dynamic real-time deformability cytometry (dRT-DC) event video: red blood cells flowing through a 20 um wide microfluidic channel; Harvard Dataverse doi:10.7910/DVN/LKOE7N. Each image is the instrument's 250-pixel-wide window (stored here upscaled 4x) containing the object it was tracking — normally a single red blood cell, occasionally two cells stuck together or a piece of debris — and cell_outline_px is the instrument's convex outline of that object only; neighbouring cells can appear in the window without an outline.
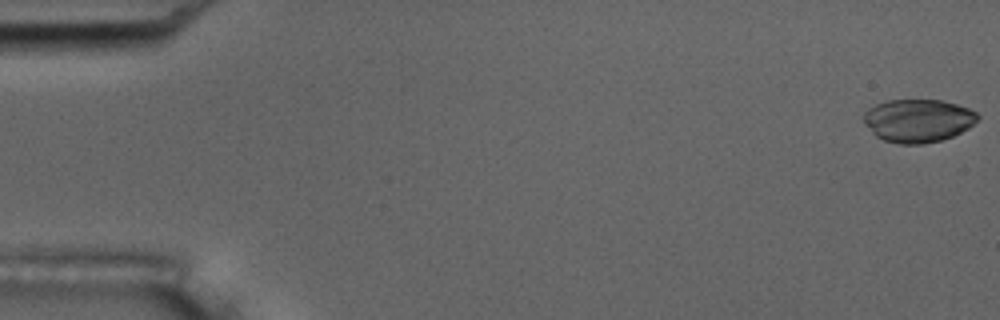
{"species": "common noctule bat (a hibernating species)", "species_latin": "Nyctalus noctula", "temperature_condition": "room temperature", "stored_images_in_passage": 7, "camera_frame_rate_fps": 3000, "um_per_image_px": 0.085, "animal": {"sex": "male", "body_mass_g": 17.5, "forearm_length_mm": 52.3}, "frame": {"image": 1, "passage_image": 1, "time_ms": 0.0, "image_size_px": [1000, 320], "cell_outline_px": [[980, 116], [968, 128], [952, 136], [940, 140], [924, 144], [900, 144], [884, 140], [876, 136], [864, 124], [864, 112], [868, 108], [876, 104], [888, 100], [940, 100], [956, 104], [968, 108], [976, 112]], "centroid_in_image_um": [78.01, 10.25], "position_along_channel_um": 7.0, "area_um2": 28.5}}
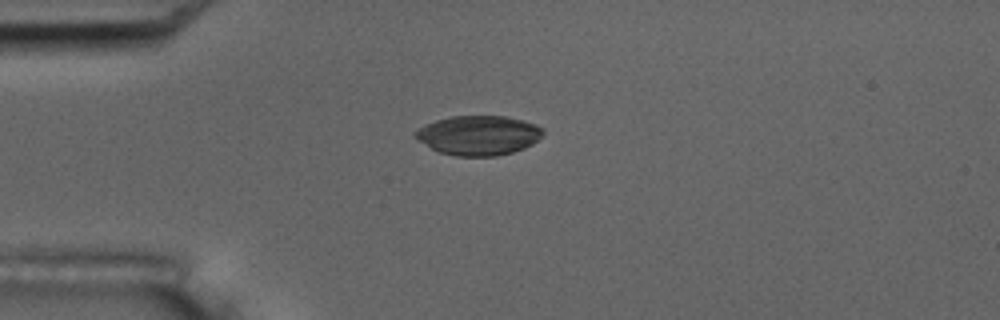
{"frame": {"image": 2, "passage_image": 5, "time_ms": 4.667, "image_size_px": [1000, 320], "cell_outline_px": [[544, 136], [532, 144], [524, 148], [512, 152], [496, 156], [456, 156], [440, 152], [416, 140], [412, 136], [412, 132], [436, 120], [452, 116], [508, 116], [524, 120], [536, 124], [544, 128]], "centroid_in_image_um": [40.7, 11.5], "position_along_channel_um": 44.3, "area_um2": 29.65}}